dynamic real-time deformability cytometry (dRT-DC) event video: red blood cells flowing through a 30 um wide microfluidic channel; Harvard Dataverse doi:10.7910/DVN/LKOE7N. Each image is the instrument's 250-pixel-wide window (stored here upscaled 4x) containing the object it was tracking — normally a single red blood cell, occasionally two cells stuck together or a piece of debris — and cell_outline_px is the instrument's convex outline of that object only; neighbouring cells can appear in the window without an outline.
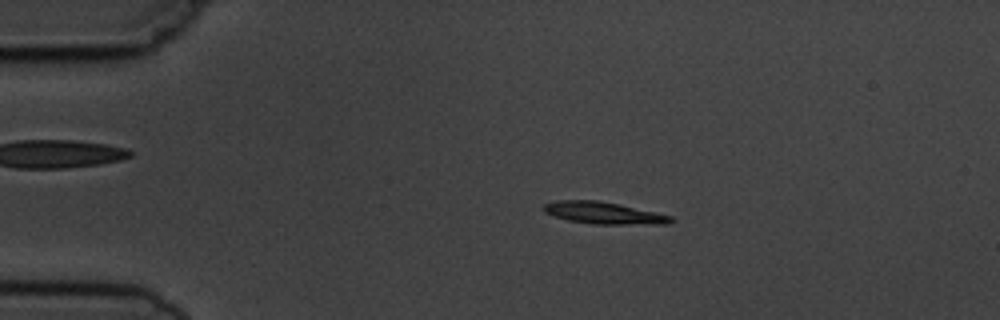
{"species": "common noctule bat (a hibernating species)", "species_latin": "Nyctalus noctula", "temperature_condition": "cold", "stored_images_in_passage": 5, "camera_frame_rate_fps": 3000, "um_per_image_px": 0.085, "animal": {"sex": "male", "body_mass_g": 19.5, "forearm_length_mm": 54.6}, "frame": {"image": 1, "passage_image": 3, "time_ms": 2.333, "image_size_px": [1000, 320], "cell_outline_px": [[676, 220], [668, 224], [592, 224], [568, 220], [544, 212], [544, 204], [556, 200], [600, 200], [620, 204], [656, 212], [672, 216]], "centroid_in_image_um": [51.36, 18.1], "position_along_channel_um": 33.6, "area_um2": 16.36}}
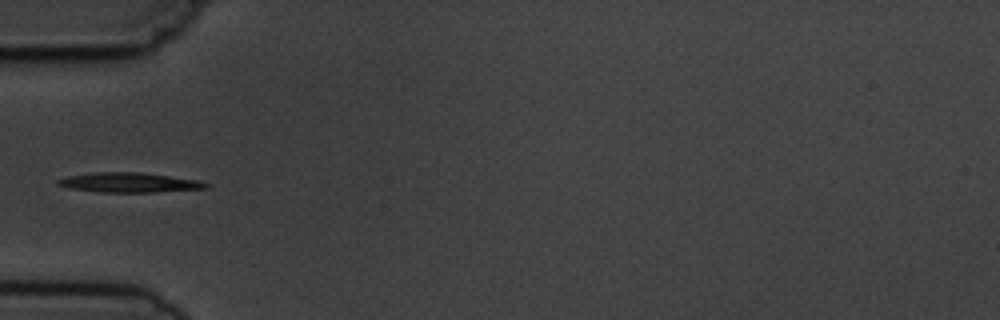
{"frame": {"image": 2, "passage_image": 5, "time_ms": 4.667, "image_size_px": [1000, 320], "cell_outline_px": [[212, 184], [208, 188], [156, 192], [100, 192], [72, 188], [56, 184], [56, 180], [68, 176], [96, 172], [140, 172], [200, 180]], "centroid_in_image_um": [11.05, 15.51], "position_along_channel_um": 73.9, "area_um2": 16.99}}